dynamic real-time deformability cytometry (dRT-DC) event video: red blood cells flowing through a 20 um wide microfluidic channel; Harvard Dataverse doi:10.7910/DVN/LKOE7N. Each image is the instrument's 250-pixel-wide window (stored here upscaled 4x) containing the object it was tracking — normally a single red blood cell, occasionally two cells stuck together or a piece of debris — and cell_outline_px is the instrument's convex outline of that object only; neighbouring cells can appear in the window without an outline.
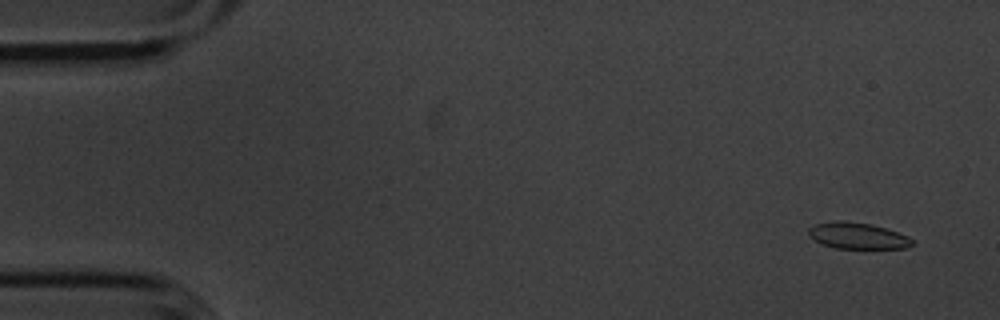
{"species": "common noctule bat (a hibernating species)", "species_latin": "Nyctalus noctula", "temperature_condition": "cold", "stored_images_in_passage": 55, "camera_frame_rate_fps": 3000, "um_per_image_px": 0.085, "animal": {"sex": "male", "body_mass_g": 20.1, "forearm_length_mm": 53.5}, "frame": {"image": 1, "passage_image": 3, "time_ms": 0.667, "image_size_px": [1000, 320], "cell_outline_px": [[916, 244], [904, 248], [836, 248], [824, 244], [808, 236], [808, 228], [816, 224], [836, 220], [844, 220], [872, 224], [908, 236]], "centroid_in_image_um": [72.89, 20.03], "position_along_channel_um": 12.1, "area_um2": 15.78}}
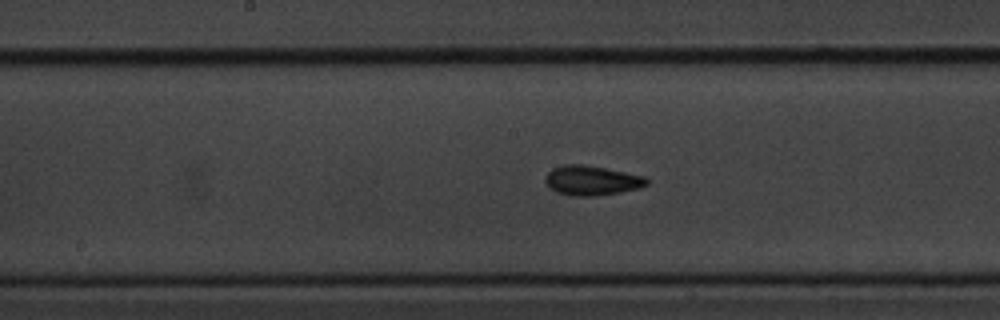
{"frame": {"image": 2, "passage_image": 28, "time_ms": 9.0, "image_size_px": [1000, 320], "cell_outline_px": [[648, 184], [640, 188], [620, 192], [592, 196], [572, 196], [556, 192], [544, 180], [544, 176], [552, 168], [564, 164], [584, 164], [644, 176], [648, 180]], "centroid_in_image_um": [50.28, 15.33], "position_along_channel_um": 197.9, "area_um2": 17.46}}
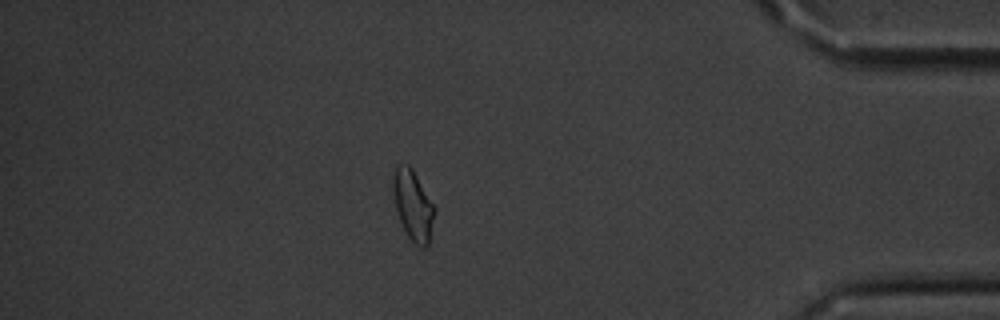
{"frame": {"image": 3, "passage_image": 48, "time_ms": 15.667, "image_size_px": [1000, 320], "cell_outline_px": [[436, 212], [428, 244], [424, 248], [420, 248], [408, 236], [400, 220], [396, 208], [392, 188], [392, 180], [396, 164], [408, 164], [412, 168], [436, 208]], "centroid_in_image_um": [35.11, 17.42], "position_along_channel_um": 400.1, "area_um2": 16.94}, "authors_computed_cell_mechanics": {"area_um2": 16.5886, "velocity_mm_per_s": 3.6013, "shape_relaxation_time_tau1_ms": 3.0332, "shape_relaxation_time_tau2_ms": 2.9042, "deformation_change_tau1": 0.0876, "deformation_change_tau2": 0.065}}